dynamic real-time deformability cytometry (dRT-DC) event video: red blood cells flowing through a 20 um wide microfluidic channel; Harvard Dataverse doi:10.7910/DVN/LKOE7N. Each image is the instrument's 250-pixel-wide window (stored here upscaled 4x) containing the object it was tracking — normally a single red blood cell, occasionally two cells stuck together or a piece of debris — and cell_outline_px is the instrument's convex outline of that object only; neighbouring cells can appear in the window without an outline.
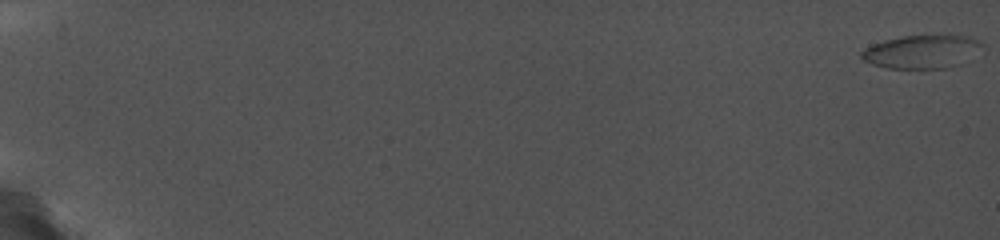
{"species": "common noctule bat (a hibernating species)", "species_latin": "Nyctalus noctula", "temperature_condition": "cold", "stored_images_in_passage": 87, "camera_frame_rate_fps": 5000, "um_per_image_px": 0.085, "animal": {"sex": "female", "body_mass_g": 19.0, "forearm_length_mm": 56.7}, "frame": {"image": 1, "passage_image": 1, "time_ms": 0.0, "image_size_px": [1000, 240], "cell_outline_px": [[984, 44], [960, 64], [948, 68], [888, 68], [872, 64], [864, 60], [860, 56], [860, 52], [864, 48], [872, 44], [884, 40], [904, 36], [968, 36]], "centroid_in_image_um": [78.27, 4.4], "position_along_channel_um": 6.7, "area_um2": 22.95}}
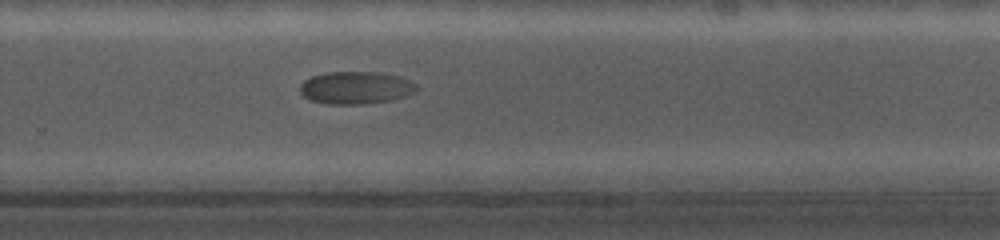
{"frame": {"image": 2, "passage_image": 79, "time_ms": 14.6, "image_size_px": [1000, 240], "cell_outline_px": [[420, 88], [416, 92], [392, 100], [364, 104], [328, 104], [312, 100], [304, 96], [300, 92], [300, 84], [304, 80], [312, 76], [328, 72], [384, 72], [408, 80], [416, 84]], "centroid_in_image_um": [30.26, 7.45], "position_along_channel_um": 299.5, "area_um2": 22.14}}
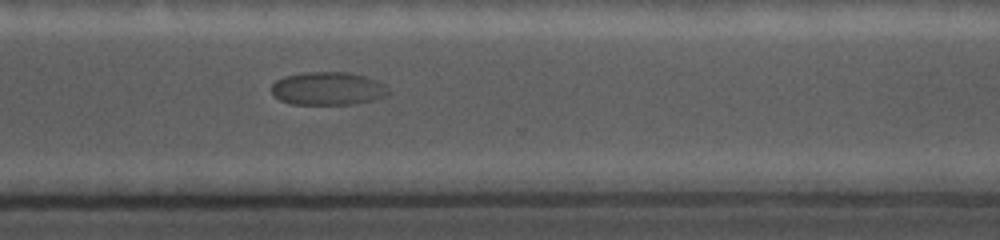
{"frame": {"image": 3, "passage_image": 86, "time_ms": 15.8, "image_size_px": [1000, 240], "cell_outline_px": [[388, 92], [384, 96], [352, 104], [292, 104], [280, 100], [272, 92], [272, 84], [276, 80], [284, 76], [304, 72], [352, 72], [376, 80], [384, 84], [388, 88]], "centroid_in_image_um": [27.84, 7.51], "position_along_channel_um": 342.8, "area_um2": 22.37}}